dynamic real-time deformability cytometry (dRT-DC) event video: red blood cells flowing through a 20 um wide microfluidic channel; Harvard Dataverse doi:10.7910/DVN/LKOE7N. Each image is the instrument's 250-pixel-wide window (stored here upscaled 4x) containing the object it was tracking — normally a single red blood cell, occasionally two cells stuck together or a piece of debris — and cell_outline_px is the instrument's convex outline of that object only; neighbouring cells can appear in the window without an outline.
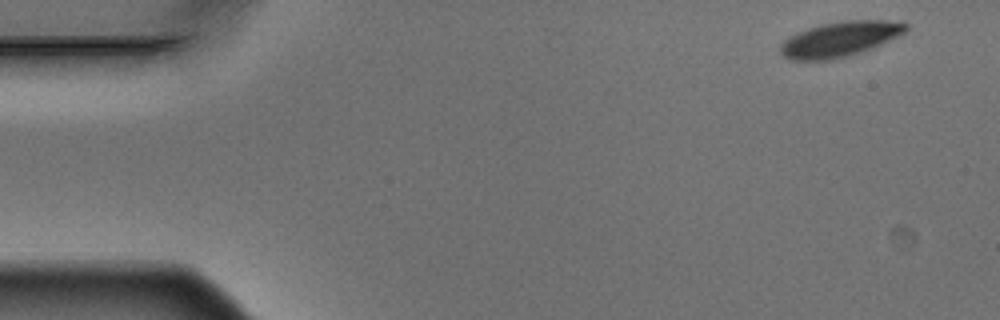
{"species": "Egyptian fruit bat (a non-hibernating species)", "species_latin": "Rousettus aegyptiacus", "temperature_condition": "warm", "stored_images_in_passage": 9, "camera_frame_rate_fps": 3000, "um_per_image_px": 0.085, "animal": {"sex": "male"}, "frame": {"image": 1, "passage_image": 1, "time_ms": 0.0, "image_size_px": [1000, 320], "cell_outline_px": [[908, 28], [904, 32], [872, 48], [848, 56], [832, 60], [788, 60], [780, 52], [780, 44], [784, 40], [796, 32], [808, 28], [824, 24], [844, 20], [884, 20], [908, 24]], "centroid_in_image_um": [71.33, 3.33], "position_along_channel_um": 13.7, "area_um2": 25.43}}
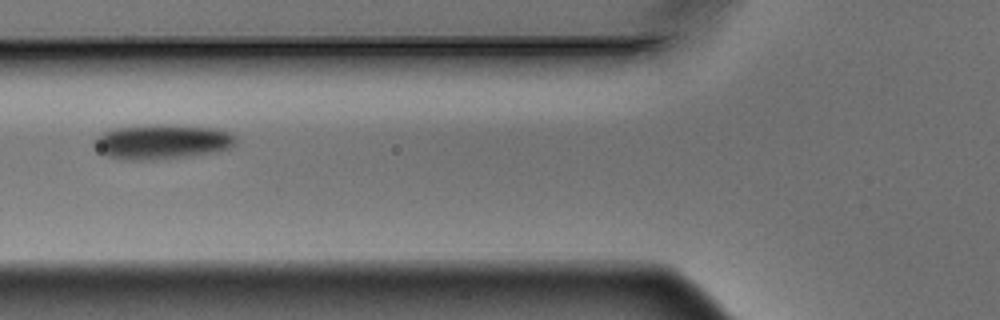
{"frame": {"image": 2, "passage_image": 6, "time_ms": 1.667, "image_size_px": [1000, 320], "cell_outline_px": [[236, 144], [228, 148], [216, 152], [192, 156], [152, 160], [120, 160], [108, 156], [100, 152], [96, 144], [96, 140], [104, 132], [112, 128], [156, 124], [164, 124], [216, 128], [232, 132], [236, 136]], "centroid_in_image_um": [13.85, 12.05], "position_along_channel_um": 112.0, "area_um2": 28.84}}
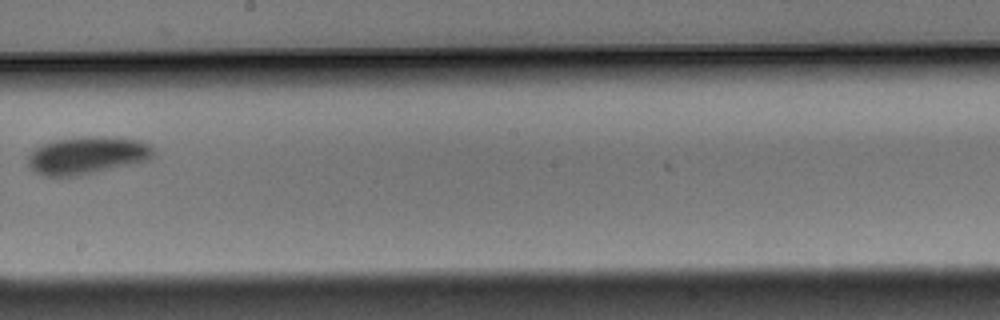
{"frame": {"image": 3, "passage_image": 9, "time_ms": 2.667, "image_size_px": [1000, 320], "cell_outline_px": [[152, 156], [148, 160], [80, 176], [44, 176], [36, 172], [28, 164], [28, 156], [40, 144], [56, 140], [80, 136], [104, 136], [140, 140], [148, 144], [152, 148]], "centroid_in_image_um": [7.39, 13.2], "position_along_channel_um": 240.8, "area_um2": 27.4}}